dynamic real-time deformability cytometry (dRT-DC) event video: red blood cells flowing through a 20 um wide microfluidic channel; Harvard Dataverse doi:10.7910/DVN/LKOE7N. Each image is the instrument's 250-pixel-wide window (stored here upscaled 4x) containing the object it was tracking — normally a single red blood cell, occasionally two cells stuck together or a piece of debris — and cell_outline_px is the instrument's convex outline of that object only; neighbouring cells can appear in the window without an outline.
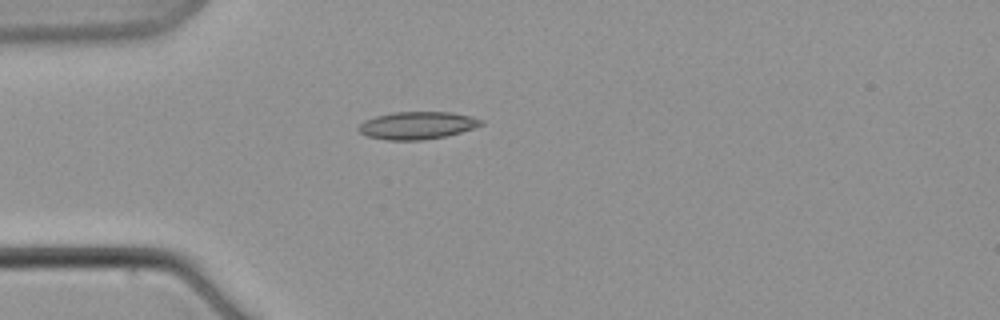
{"species": "common noctule bat (a hibernating species)", "species_latin": "Nyctalus noctula", "temperature_condition": "warm", "stored_images_in_passage": 5, "camera_frame_rate_fps": 3000, "um_per_image_px": 0.085, "animal": {"sex": "male", "body_mass_g": 21.5, "forearm_length_mm": 52.0}, "frame": {"image": 1, "passage_image": 2, "time_ms": 2.667, "image_size_px": [1000, 320], "cell_outline_px": [[484, 124], [460, 132], [444, 136], [424, 140], [388, 140], [368, 136], [360, 132], [356, 128], [364, 120], [376, 116], [392, 112], [452, 112], [472, 116], [484, 120]], "centroid_in_image_um": [35.46, 10.65], "position_along_channel_um": 49.5, "area_um2": 19.65}}
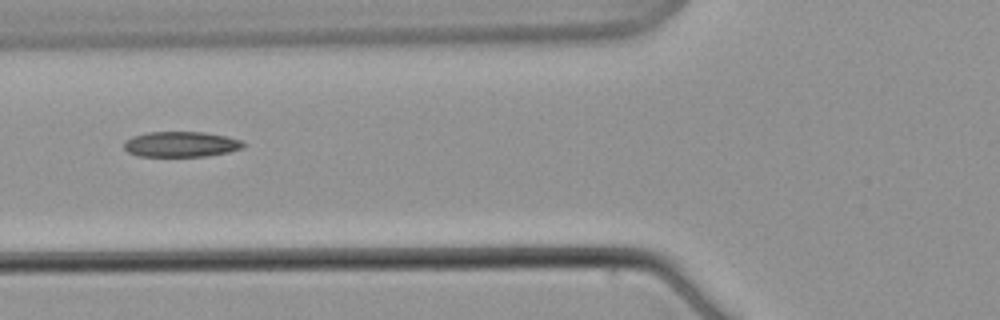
{"frame": {"image": 2, "passage_image": 4, "time_ms": 5.333, "image_size_px": [1000, 320], "cell_outline_px": [[244, 148], [228, 152], [208, 156], [136, 156], [128, 152], [124, 148], [124, 140], [132, 136], [148, 132], [204, 132], [228, 136], [240, 140], [244, 144]], "centroid_in_image_um": [15.37, 12.26], "position_along_channel_um": 110.4, "area_um2": 17.8}}